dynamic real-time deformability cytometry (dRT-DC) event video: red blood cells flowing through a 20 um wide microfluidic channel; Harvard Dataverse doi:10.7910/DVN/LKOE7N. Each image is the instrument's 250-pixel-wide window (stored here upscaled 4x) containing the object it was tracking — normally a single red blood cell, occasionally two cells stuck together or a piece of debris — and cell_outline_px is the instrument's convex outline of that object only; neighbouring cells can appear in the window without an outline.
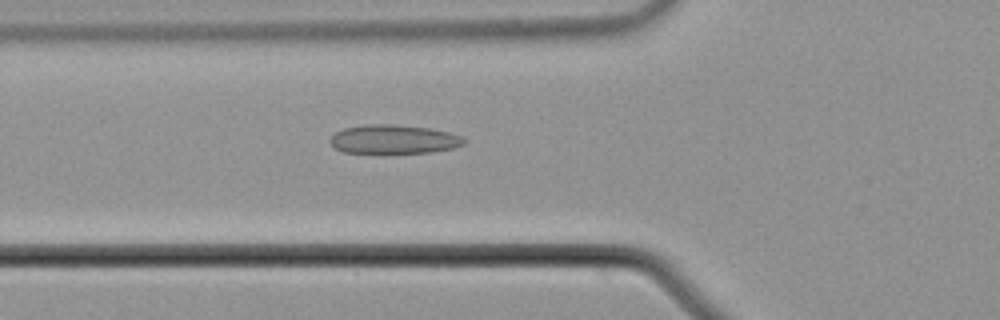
{"species": "common noctule bat (a hibernating species)", "species_latin": "Nyctalus noctula", "temperature_condition": "cold", "stored_images_in_passage": 42, "camera_frame_rate_fps": 3000, "um_per_image_px": 0.085, "animal": {"sex": "male", "body_mass_g": 21.5, "forearm_length_mm": 52.0}, "frame": {"image": 1, "passage_image": 7, "time_ms": 2.0, "image_size_px": [1000, 320], "cell_outline_px": [[468, 140], [464, 144], [452, 148], [432, 152], [344, 152], [336, 148], [328, 140], [336, 132], [344, 128], [364, 124], [396, 124], [428, 128], [448, 132], [464, 136]], "centroid_in_image_um": [33.5, 11.82], "position_along_channel_um": 92.3, "area_um2": 22.43}}
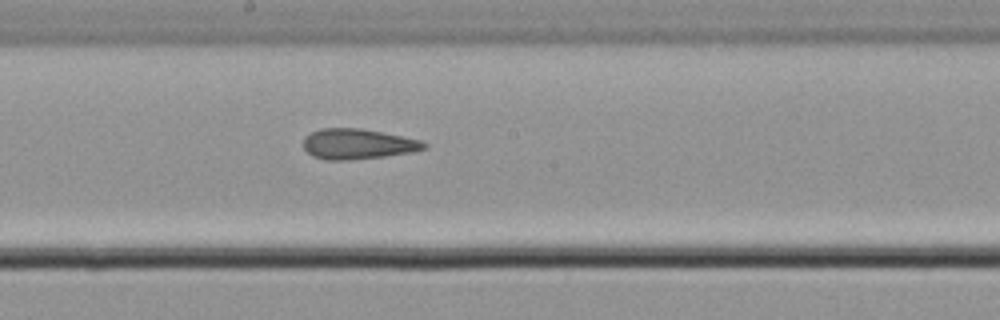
{"frame": {"image": 2, "passage_image": 17, "time_ms": 5.333, "image_size_px": [1000, 320], "cell_outline_px": [[428, 148], [412, 152], [384, 156], [344, 160], [324, 160], [312, 156], [304, 148], [304, 136], [320, 128], [360, 128], [420, 140], [428, 144]], "centroid_in_image_um": [30.39, 12.24], "position_along_channel_um": 217.8, "area_um2": 21.21}}
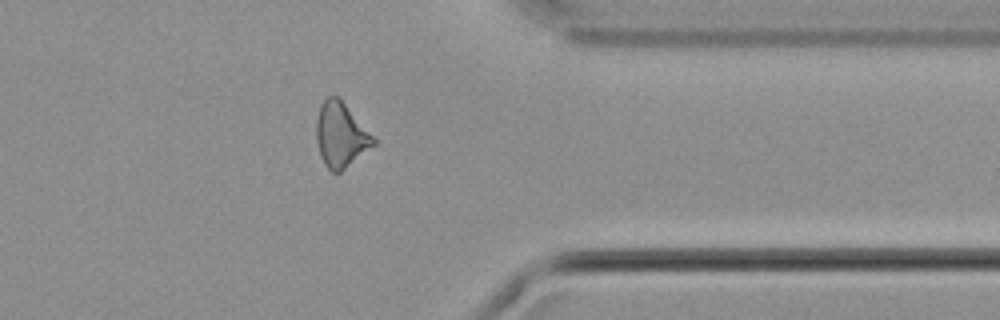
{"frame": {"image": 3, "passage_image": 31, "time_ms": 10.0, "image_size_px": [1000, 320], "cell_outline_px": [[376, 144], [340, 172], [332, 172], [324, 164], [320, 156], [316, 140], [316, 120], [320, 104], [328, 96], [336, 96], [344, 104], [376, 140]], "centroid_in_image_um": [28.93, 11.5], "position_along_channel_um": 382.5, "area_um2": 21.1}, "authors_computed_cell_mechanics": {"area_um2": 21.3571, "velocity_mm_per_s": 3.7539, "shape_relaxation_time_tau1_ms": null, "shape_relaxation_time_tau2_ms": 4.1324, "deformation_change_tau1": null, "deformation_change_tau2": 0.1348}}